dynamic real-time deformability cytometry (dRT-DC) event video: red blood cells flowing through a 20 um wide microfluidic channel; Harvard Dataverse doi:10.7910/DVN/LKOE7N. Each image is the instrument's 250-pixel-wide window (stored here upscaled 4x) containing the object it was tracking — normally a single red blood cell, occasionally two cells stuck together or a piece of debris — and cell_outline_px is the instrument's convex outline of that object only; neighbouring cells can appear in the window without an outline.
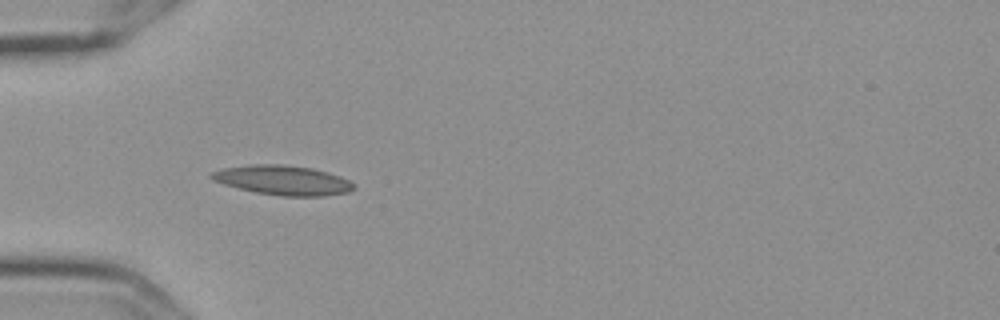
{"species": "Egyptian fruit bat (a non-hibernating species)", "species_latin": "Rousettus aegyptiacus", "temperature_condition": "cold", "stored_images_in_passage": 8, "camera_frame_rate_fps": 3000, "um_per_image_px": 0.085, "frame": {"image": 1, "passage_image": 6, "time_ms": 1.667, "image_size_px": [1000, 320], "cell_outline_px": [[356, 188], [348, 192], [324, 196], [280, 196], [256, 192], [224, 184], [212, 180], [208, 176], [212, 172], [224, 168], [252, 164], [284, 164], [312, 168], [328, 172], [340, 176], [348, 180]], "centroid_in_image_um": [24.05, 15.31], "position_along_channel_um": 61.0, "area_um2": 24.45}}
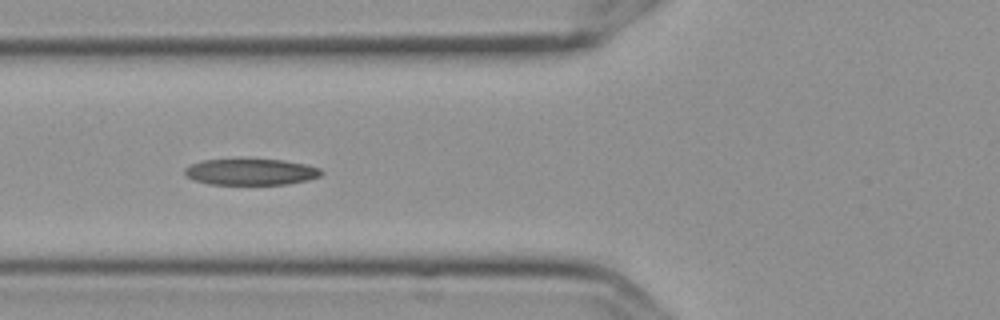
{"frame": {"image": 2, "passage_image": 7, "time_ms": 2.0, "image_size_px": [1000, 320], "cell_outline_px": [[324, 172], [320, 176], [308, 180], [288, 184], [208, 184], [184, 176], [184, 168], [200, 160], [240, 156], [284, 160], [304, 164], [320, 168]], "centroid_in_image_um": [21.28, 14.55], "position_along_channel_um": 104.5, "area_um2": 21.96}}
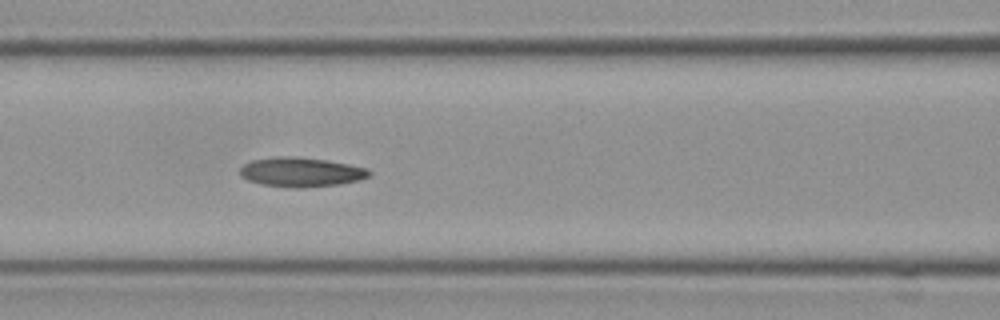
{"frame": {"image": 3, "passage_image": 8, "time_ms": 2.333, "image_size_px": [1000, 320], "cell_outline_px": [[372, 172], [368, 176], [360, 180], [340, 184], [300, 188], [292, 188], [260, 184], [248, 180], [240, 176], [240, 168], [244, 164], [252, 160], [276, 156], [296, 156], [328, 160], [368, 168]], "centroid_in_image_um": [25.58, 14.62], "position_along_channel_um": 141.0, "area_um2": 22.37}}